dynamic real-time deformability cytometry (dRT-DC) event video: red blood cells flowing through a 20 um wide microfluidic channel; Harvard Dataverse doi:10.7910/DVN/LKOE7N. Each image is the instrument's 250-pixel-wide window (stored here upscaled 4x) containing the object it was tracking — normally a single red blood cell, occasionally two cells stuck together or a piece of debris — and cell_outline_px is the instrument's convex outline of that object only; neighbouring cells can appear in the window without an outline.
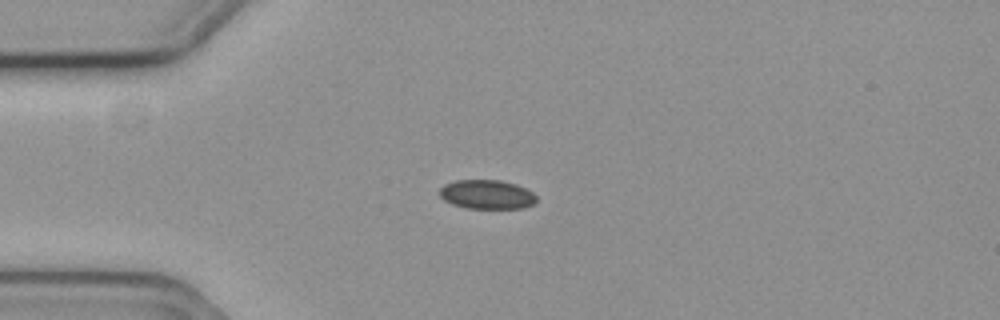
{"species": "common noctule bat (a hibernating species)", "species_latin": "Nyctalus noctula", "temperature_condition": "cold", "stored_images_in_passage": 4, "camera_frame_rate_fps": 3000, "um_per_image_px": 0.085, "animal": {"sex": "female", "body_mass_g": 19.3, "forearm_length_mm": 54.1}, "frame": {"image": 1, "passage_image": 4, "time_ms": 1.0, "image_size_px": [1000, 320], "cell_outline_px": [[536, 200], [532, 204], [524, 208], [464, 208], [452, 204], [444, 200], [440, 196], [440, 188], [444, 184], [456, 180], [500, 180], [516, 184], [532, 192], [536, 196]], "centroid_in_image_um": [41.36, 16.53], "position_along_channel_um": 43.6, "area_um2": 16.42}}